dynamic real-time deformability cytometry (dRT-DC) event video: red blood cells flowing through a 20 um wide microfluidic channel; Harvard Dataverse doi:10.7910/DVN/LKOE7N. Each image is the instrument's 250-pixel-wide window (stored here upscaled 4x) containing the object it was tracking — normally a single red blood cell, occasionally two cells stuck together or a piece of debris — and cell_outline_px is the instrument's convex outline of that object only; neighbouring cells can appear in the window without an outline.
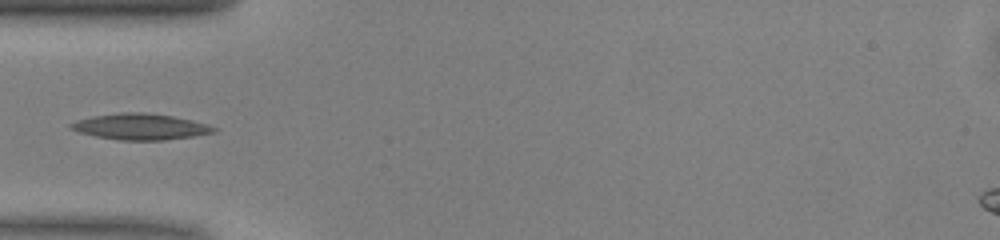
{"species": "common noctule bat (a hibernating species)", "species_latin": "Nyctalus noctula", "temperature_condition": "warm", "stored_images_in_passage": 35, "camera_frame_rate_fps": 3000, "um_per_image_px": 0.085, "animal": {"sex": "male", "body_mass_g": 13.0, "forearm_length_mm": 53.1}, "frame": {"image": 1, "passage_image": 1, "time_ms": 0.0, "image_size_px": [1000, 240], "cell_outline_px": [[216, 132], [192, 136], [164, 140], [120, 140], [96, 136], [80, 132], [68, 128], [68, 124], [76, 120], [92, 116], [120, 112], [144, 112], [172, 116], [192, 120], [208, 124], [216, 128]], "centroid_in_image_um": [11.9, 10.76], "position_along_channel_um": 73.1, "area_um2": 21.68}}
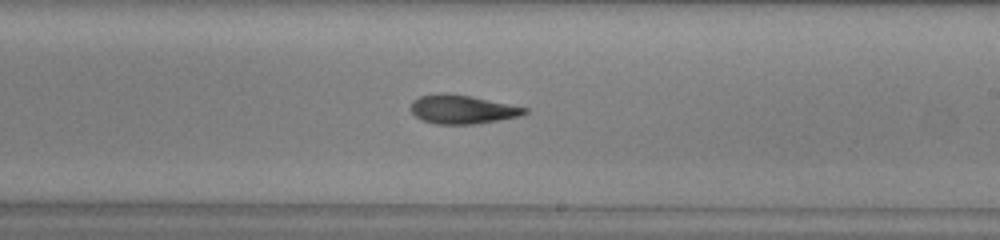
{"frame": {"image": 2, "passage_image": 14, "time_ms": 4.333, "image_size_px": [1000, 240], "cell_outline_px": [[528, 112], [520, 116], [500, 120], [476, 124], [436, 124], [424, 120], [416, 116], [408, 108], [412, 100], [420, 96], [440, 92], [472, 96], [528, 108]], "centroid_in_image_um": [39.28, 9.29], "position_along_channel_um": 249.7, "area_um2": 19.25}}
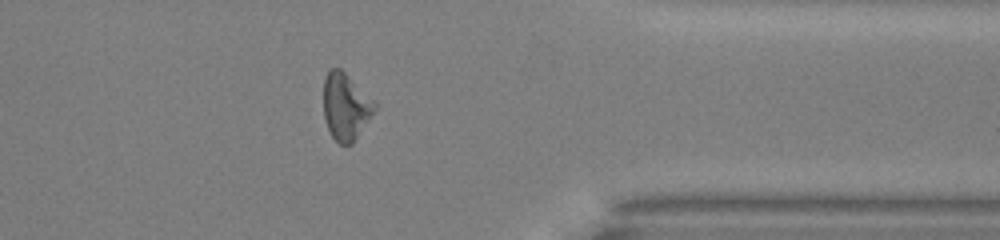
{"frame": {"image": 3, "passage_image": 25, "time_ms": 8.0, "image_size_px": [1000, 240], "cell_outline_px": [[376, 108], [352, 144], [340, 144], [332, 136], [324, 120], [324, 76], [332, 68], [340, 68], [376, 100]], "centroid_in_image_um": [29.39, 9.03], "position_along_channel_um": 382.0, "area_um2": 19.88}}